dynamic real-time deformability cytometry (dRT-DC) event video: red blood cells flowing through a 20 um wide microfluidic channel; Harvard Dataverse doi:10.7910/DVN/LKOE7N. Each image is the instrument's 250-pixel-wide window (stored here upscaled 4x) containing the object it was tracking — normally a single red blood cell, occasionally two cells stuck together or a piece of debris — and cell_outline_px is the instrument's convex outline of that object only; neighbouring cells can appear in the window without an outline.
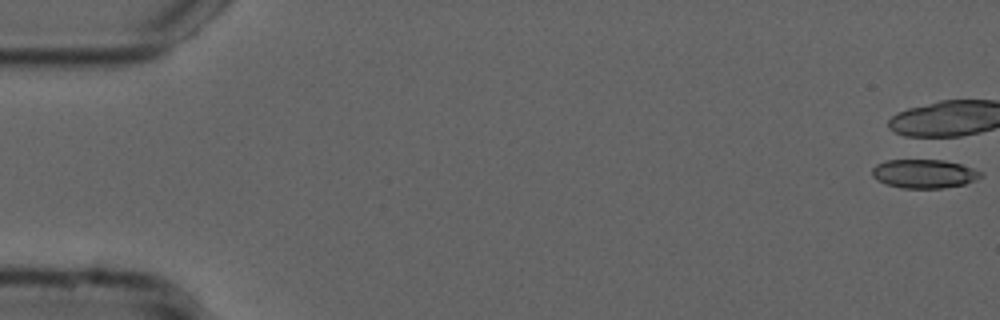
{"species": "common noctule bat (a hibernating species)", "species_latin": "Nyctalus noctula", "temperature_condition": "cold", "stored_images_in_passage": 2, "camera_frame_rate_fps": 3000, "um_per_image_px": 0.085, "animal": {"sex": "male", "forearm_length_mm": 52.5}, "frame": {"image": 1, "passage_image": 1, "time_ms": 0.0, "image_size_px": [1000, 320], "cell_outline_px": [[984, 176], [976, 180], [964, 184], [944, 188], [904, 188], [888, 184], [876, 180], [872, 176], [872, 168], [876, 164], [884, 160], [944, 160], [960, 164], [984, 172]], "centroid_in_image_um": [78.57, 14.76], "position_along_channel_um": 6.4, "area_um2": 18.32}}